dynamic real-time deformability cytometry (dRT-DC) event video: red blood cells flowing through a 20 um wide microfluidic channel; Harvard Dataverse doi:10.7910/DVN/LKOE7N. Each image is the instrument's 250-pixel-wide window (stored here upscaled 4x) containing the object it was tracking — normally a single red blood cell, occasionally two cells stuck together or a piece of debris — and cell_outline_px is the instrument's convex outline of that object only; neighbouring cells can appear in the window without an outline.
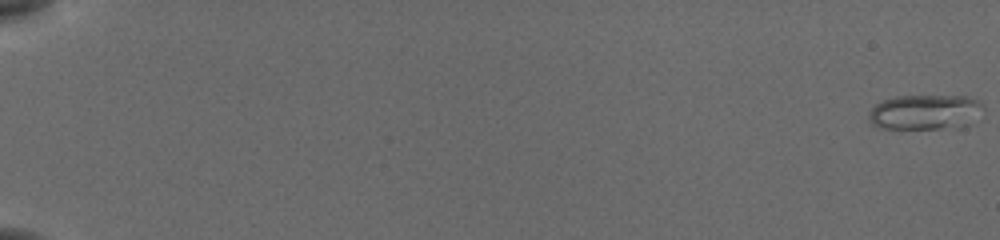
{"species": "common noctule bat (a hibernating species)", "species_latin": "Nyctalus noctula", "temperature_condition": "cold", "stored_images_in_passage": 56, "camera_frame_rate_fps": 3000, "um_per_image_px": 0.085, "animal": {"sex": "female", "body_mass_g": 19.5, "forearm_length_mm": 54.1}, "frame": {"image": 1, "passage_image": 1, "time_ms": 0.0, "image_size_px": [1000, 240], "cell_outline_px": [[984, 108], [952, 124], [940, 128], [880, 128], [872, 124], [868, 120], [868, 116], [872, 108], [876, 104], [884, 100], [896, 96], [964, 96], [976, 100], [984, 104]], "centroid_in_image_um": [78.41, 9.48], "position_along_channel_um": 6.6, "area_um2": 21.79}}
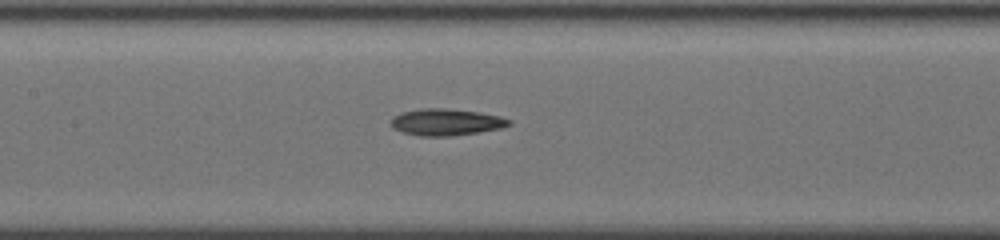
{"frame": {"image": 2, "passage_image": 30, "time_ms": 9.667, "image_size_px": [1000, 240], "cell_outline_px": [[512, 124], [500, 128], [476, 132], [448, 136], [420, 136], [400, 132], [392, 128], [392, 116], [400, 112], [420, 108], [448, 108], [480, 112], [500, 116], [512, 120]], "centroid_in_image_um": [37.89, 10.36], "position_along_channel_um": 169.5, "area_um2": 18.5}}
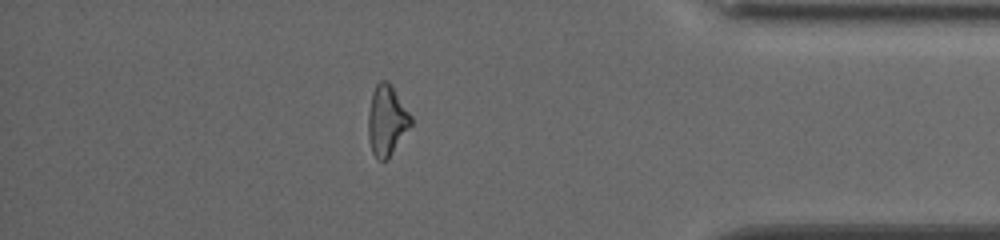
{"frame": {"image": 3, "passage_image": 50, "time_ms": 16.333, "image_size_px": [1000, 240], "cell_outline_px": [[412, 124], [388, 160], [376, 160], [372, 152], [368, 140], [368, 112], [372, 92], [376, 84], [380, 80], [388, 80], [392, 84], [412, 116]], "centroid_in_image_um": [32.87, 10.23], "position_along_channel_um": 402.3, "area_um2": 17.92}, "authors_computed_cell_mechanics": {"area_um2": 18.1203, "velocity_mm_per_s": 3.87, "shape_relaxation_time_tau1_ms": 2.798, "shape_relaxation_time_tau2_ms": 2.2676, "deformation_change_tau1": 0.1128, "deformation_change_tau2": 0.1002}}